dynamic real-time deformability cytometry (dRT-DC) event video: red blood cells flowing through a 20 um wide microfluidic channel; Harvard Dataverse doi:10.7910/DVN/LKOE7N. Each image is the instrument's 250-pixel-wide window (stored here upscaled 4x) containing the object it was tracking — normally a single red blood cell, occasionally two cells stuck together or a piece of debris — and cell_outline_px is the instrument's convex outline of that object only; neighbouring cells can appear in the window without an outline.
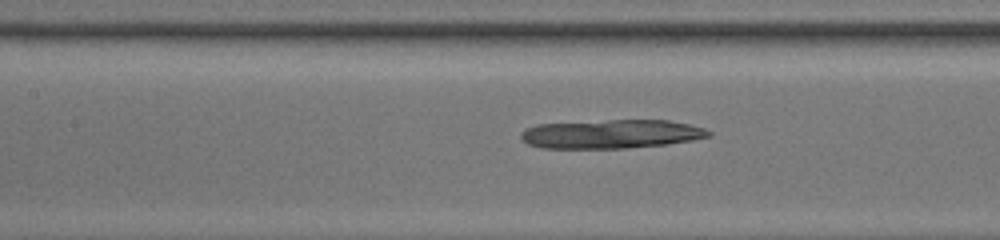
{"species": "common noctule bat (a hibernating species)", "species_latin": "Nyctalus noctula", "temperature_condition": "room temperature", "stored_images_in_passage": 52, "camera_frame_rate_fps": 3000, "um_per_image_px": 0.085, "animal": {"sex": "male", "body_mass_g": 13.0, "forearm_length_mm": 53.1}, "frame": {"image": 1, "passage_image": 26, "time_ms": 8.333, "image_size_px": [1000, 240], "cell_outline_px": [[712, 136], [692, 140], [668, 144], [624, 148], [540, 148], [528, 144], [520, 136], [520, 132], [524, 128], [536, 124], [608, 120], [668, 120], [688, 124], [704, 128], [712, 132]], "centroid_in_image_um": [51.94, 11.39], "position_along_channel_um": 155.5, "area_um2": 31.67}}
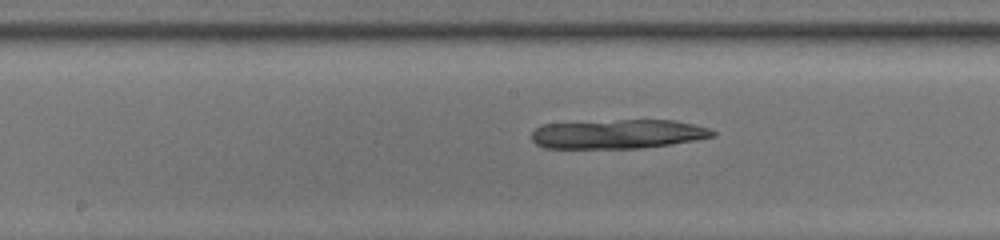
{"frame": {"image": 2, "passage_image": 29, "time_ms": 9.333, "image_size_px": [1000, 240], "cell_outline_px": [[716, 136], [696, 140], [672, 144], [640, 148], [544, 148], [536, 144], [532, 140], [532, 132], [540, 124], [620, 120], [676, 120], [696, 124], [708, 128], [716, 132]], "centroid_in_image_um": [52.55, 11.39], "position_along_channel_um": 195.6, "area_um2": 30.98}}
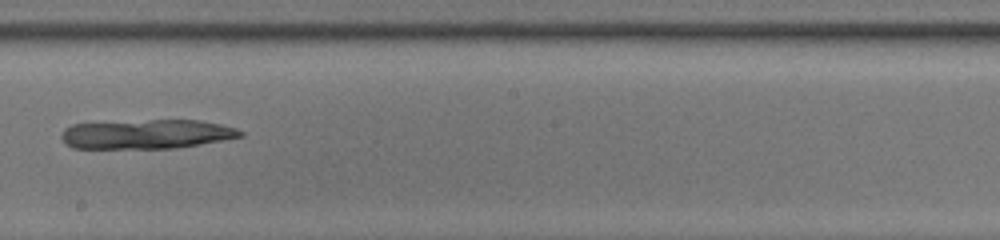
{"frame": {"image": 3, "passage_image": 32, "time_ms": 10.333, "image_size_px": [1000, 240], "cell_outline_px": [[244, 136], [176, 148], [72, 148], [64, 144], [60, 136], [64, 128], [72, 124], [152, 120], [200, 120], [220, 124], [236, 128], [244, 132]], "centroid_in_image_um": [12.44, 11.4], "position_along_channel_um": 235.8, "area_um2": 30.52}}